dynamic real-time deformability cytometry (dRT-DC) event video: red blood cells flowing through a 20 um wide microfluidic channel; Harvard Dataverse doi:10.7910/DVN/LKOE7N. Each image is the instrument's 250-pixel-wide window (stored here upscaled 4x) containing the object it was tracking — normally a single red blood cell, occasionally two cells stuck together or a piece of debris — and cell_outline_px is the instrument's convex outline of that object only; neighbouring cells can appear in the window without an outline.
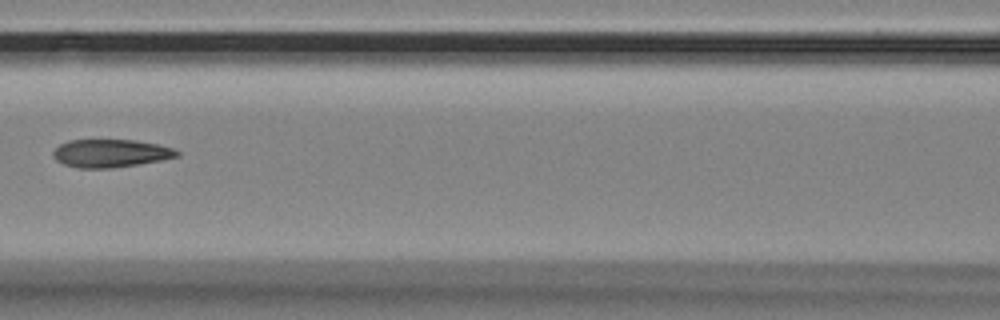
{"species": "Egyptian fruit bat (a non-hibernating species)", "species_latin": "Rousettus aegyptiacus", "temperature_condition": "room temperature", "stored_images_in_passage": 5, "camera_frame_rate_fps": 3000, "um_per_image_px": 0.085, "animal": {"sex": "female"}, "frame": {"image": 1, "passage_image": 4, "time_ms": 1.0, "image_size_px": [1000, 320], "cell_outline_px": [[180, 156], [160, 160], [112, 168], [76, 168], [64, 164], [56, 160], [52, 156], [52, 152], [60, 144], [68, 140], [132, 140], [160, 144], [172, 148], [180, 152]], "centroid_in_image_um": [9.38, 13.03], "position_along_channel_um": 157.2, "area_um2": 20.17}}
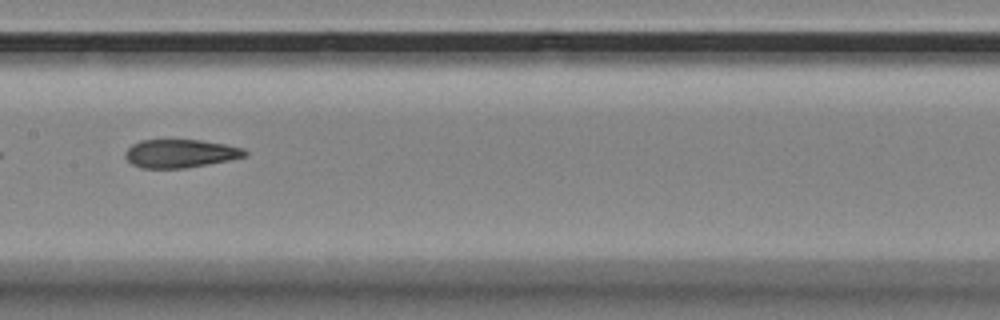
{"frame": {"image": 2, "passage_image": 5, "time_ms": 1.333, "image_size_px": [1000, 320], "cell_outline_px": [[248, 156], [232, 160], [184, 168], [140, 168], [132, 164], [124, 156], [124, 152], [132, 144], [140, 140], [200, 140], [224, 144], [244, 148], [248, 152]], "centroid_in_image_um": [15.34, 13.05], "position_along_channel_um": 192.1, "area_um2": 19.88}}